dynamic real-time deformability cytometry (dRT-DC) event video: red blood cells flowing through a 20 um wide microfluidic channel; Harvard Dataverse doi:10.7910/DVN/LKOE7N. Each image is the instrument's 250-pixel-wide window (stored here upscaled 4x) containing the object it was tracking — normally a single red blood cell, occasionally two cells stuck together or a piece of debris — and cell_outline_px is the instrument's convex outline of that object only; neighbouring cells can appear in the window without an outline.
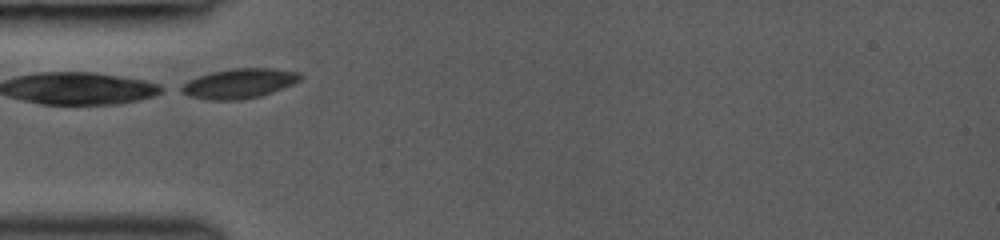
{"species": "common noctule bat (a hibernating species)", "species_latin": "Nyctalus noctula", "temperature_condition": "room temperature", "stored_images_in_passage": 31, "camera_frame_rate_fps": 3000, "um_per_image_px": 0.085, "animal": {"sex": "female", "body_mass_g": 19.0, "forearm_length_mm": 53.3}, "frame": {"image": 1, "passage_image": 1, "time_ms": 0.0, "image_size_px": [1000, 240], "cell_outline_px": [[304, 76], [300, 80], [292, 84], [272, 92], [260, 96], [240, 100], [212, 100], [188, 96], [180, 92], [176, 88], [188, 80], [212, 72], [232, 68], [272, 68], [300, 72]], "centroid_in_image_um": [20.3, 7.09], "position_along_channel_um": 64.7, "area_um2": 20.75}}
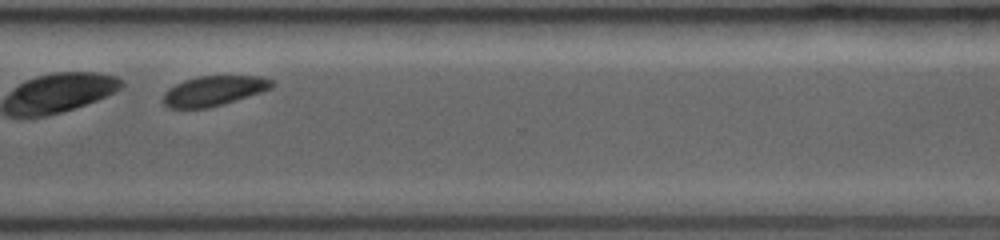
{"frame": {"image": 2, "passage_image": 25, "time_ms": 7.0, "image_size_px": [1000, 240], "cell_outline_px": [[272, 88], [224, 104], [208, 108], [168, 108], [164, 104], [164, 92], [168, 88], [184, 80], [200, 76], [260, 76], [272, 80]], "centroid_in_image_um": [18.15, 7.72], "position_along_channel_um": 352.5, "area_um2": 18.79}, "authors_computed_cell_mechanics": {"area_um2": 20.23, "velocity_mm_per_s": 4.1209, "shape_relaxation_time_tau1_ms": 4.5291, "shape_relaxation_time_tau2_ms": null, "deformation_change_tau1": 0.1319, "deformation_change_tau2": null}}